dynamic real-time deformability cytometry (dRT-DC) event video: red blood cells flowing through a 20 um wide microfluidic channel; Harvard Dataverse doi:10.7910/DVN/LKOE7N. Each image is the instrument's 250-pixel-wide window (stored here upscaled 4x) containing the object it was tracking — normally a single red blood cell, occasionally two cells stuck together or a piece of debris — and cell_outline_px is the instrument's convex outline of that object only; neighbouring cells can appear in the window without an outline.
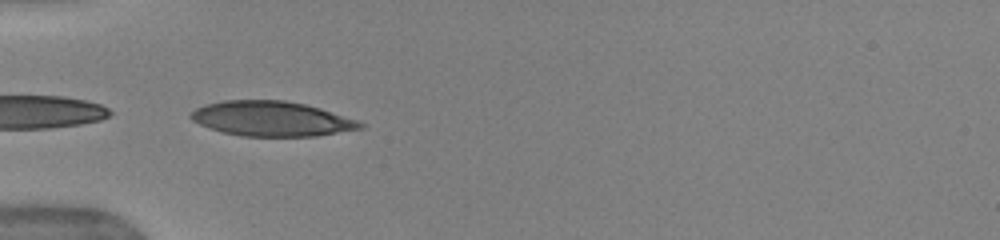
{"species": "human", "species_latin": "Homo sapiens", "temperature_condition": "warm", "stored_images_in_passage": 15, "camera_frame_rate_fps": 3000, "um_per_image_px": 0.085, "donor": {"sex": "female"}, "frame": {"image": 1, "passage_image": 1, "time_ms": 0.0, "image_size_px": [1000, 240], "cell_outline_px": [[364, 128], [316, 136], [240, 136], [224, 132], [200, 124], [192, 120], [188, 116], [196, 108], [204, 104], [224, 100], [284, 100], [304, 104], [320, 108], [356, 120], [364, 124]], "centroid_in_image_um": [23.07, 10.09], "position_along_channel_um": 61.9, "area_um2": 34.22}}